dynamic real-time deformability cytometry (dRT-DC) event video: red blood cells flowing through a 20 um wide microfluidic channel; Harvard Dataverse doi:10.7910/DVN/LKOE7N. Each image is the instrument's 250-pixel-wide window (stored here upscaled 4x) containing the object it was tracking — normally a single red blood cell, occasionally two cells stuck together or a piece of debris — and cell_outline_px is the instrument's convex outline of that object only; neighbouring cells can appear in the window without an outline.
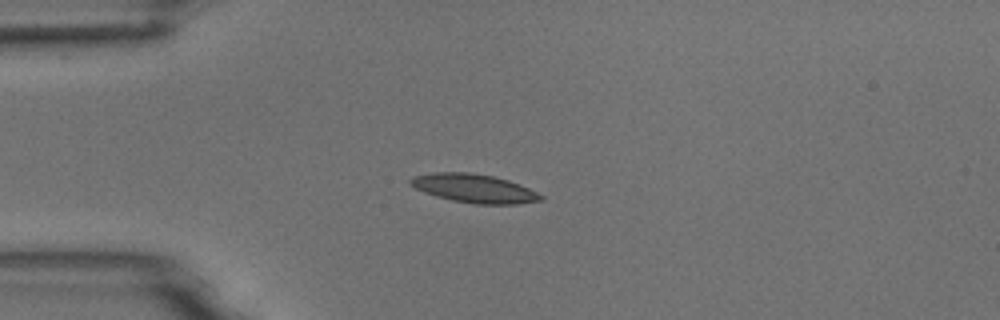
{"species": "common noctule bat (a hibernating species)", "species_latin": "Nyctalus noctula", "temperature_condition": "room temperature", "stored_images_in_passage": 4, "camera_frame_rate_fps": 3000, "um_per_image_px": 0.085, "animal": {"sex": "male", "body_mass_g": 18.8}, "frame": {"image": 1, "passage_image": 3, "time_ms": 2.333, "image_size_px": [1000, 320], "cell_outline_px": [[544, 200], [516, 204], [476, 204], [452, 200], [436, 196], [424, 192], [408, 184], [408, 180], [412, 176], [432, 172], [468, 172], [492, 176], [508, 180], [520, 184], [544, 196]], "centroid_in_image_um": [40.28, 16.01], "position_along_channel_um": 44.7, "area_um2": 21.79}}